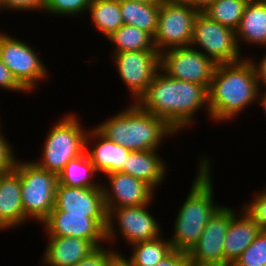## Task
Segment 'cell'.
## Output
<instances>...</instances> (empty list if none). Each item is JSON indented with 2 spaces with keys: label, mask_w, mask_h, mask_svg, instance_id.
Masks as SVG:
<instances>
[{
  "label": "cell",
  "mask_w": 266,
  "mask_h": 266,
  "mask_svg": "<svg viewBox=\"0 0 266 266\" xmlns=\"http://www.w3.org/2000/svg\"><path fill=\"white\" fill-rule=\"evenodd\" d=\"M136 103L162 118L177 134L191 127L199 109L204 107L207 116L210 114L208 89L205 86L171 78L161 69Z\"/></svg>",
  "instance_id": "1"
},
{
  "label": "cell",
  "mask_w": 266,
  "mask_h": 266,
  "mask_svg": "<svg viewBox=\"0 0 266 266\" xmlns=\"http://www.w3.org/2000/svg\"><path fill=\"white\" fill-rule=\"evenodd\" d=\"M260 87L251 61L217 64L208 88L209 118L227 122L257 103Z\"/></svg>",
  "instance_id": "2"
},
{
  "label": "cell",
  "mask_w": 266,
  "mask_h": 266,
  "mask_svg": "<svg viewBox=\"0 0 266 266\" xmlns=\"http://www.w3.org/2000/svg\"><path fill=\"white\" fill-rule=\"evenodd\" d=\"M210 160L207 156L199 159L192 186L178 210L173 234L169 237L174 250L188 252L199 241L210 218L221 207L214 202Z\"/></svg>",
  "instance_id": "3"
},
{
  "label": "cell",
  "mask_w": 266,
  "mask_h": 266,
  "mask_svg": "<svg viewBox=\"0 0 266 266\" xmlns=\"http://www.w3.org/2000/svg\"><path fill=\"white\" fill-rule=\"evenodd\" d=\"M95 126L106 138L131 151L157 150L174 131L162 118L133 102Z\"/></svg>",
  "instance_id": "4"
},
{
  "label": "cell",
  "mask_w": 266,
  "mask_h": 266,
  "mask_svg": "<svg viewBox=\"0 0 266 266\" xmlns=\"http://www.w3.org/2000/svg\"><path fill=\"white\" fill-rule=\"evenodd\" d=\"M87 132L76 114L64 115L47 134L42 146V158L33 161L39 167L58 175L70 160L85 152Z\"/></svg>",
  "instance_id": "5"
},
{
  "label": "cell",
  "mask_w": 266,
  "mask_h": 266,
  "mask_svg": "<svg viewBox=\"0 0 266 266\" xmlns=\"http://www.w3.org/2000/svg\"><path fill=\"white\" fill-rule=\"evenodd\" d=\"M15 170L20 174L24 214L41 224L54 208L58 175L39 167L33 160H18Z\"/></svg>",
  "instance_id": "6"
},
{
  "label": "cell",
  "mask_w": 266,
  "mask_h": 266,
  "mask_svg": "<svg viewBox=\"0 0 266 266\" xmlns=\"http://www.w3.org/2000/svg\"><path fill=\"white\" fill-rule=\"evenodd\" d=\"M150 204L151 202L139 206L106 208L108 213L106 242H115L120 234V238L125 239L129 246L160 237L161 225L152 215L153 213L148 211ZM116 227L117 229H115Z\"/></svg>",
  "instance_id": "7"
},
{
  "label": "cell",
  "mask_w": 266,
  "mask_h": 266,
  "mask_svg": "<svg viewBox=\"0 0 266 266\" xmlns=\"http://www.w3.org/2000/svg\"><path fill=\"white\" fill-rule=\"evenodd\" d=\"M190 46L198 48L216 64L235 63L244 59L236 31L210 19L203 12H199L195 18Z\"/></svg>",
  "instance_id": "8"
},
{
  "label": "cell",
  "mask_w": 266,
  "mask_h": 266,
  "mask_svg": "<svg viewBox=\"0 0 266 266\" xmlns=\"http://www.w3.org/2000/svg\"><path fill=\"white\" fill-rule=\"evenodd\" d=\"M198 13L196 8L183 1H163L153 37L155 49L161 54L172 48L190 46Z\"/></svg>",
  "instance_id": "9"
},
{
  "label": "cell",
  "mask_w": 266,
  "mask_h": 266,
  "mask_svg": "<svg viewBox=\"0 0 266 266\" xmlns=\"http://www.w3.org/2000/svg\"><path fill=\"white\" fill-rule=\"evenodd\" d=\"M26 41L0 32V58L9 68L13 77L27 91L36 89L39 82L47 79L49 71Z\"/></svg>",
  "instance_id": "10"
},
{
  "label": "cell",
  "mask_w": 266,
  "mask_h": 266,
  "mask_svg": "<svg viewBox=\"0 0 266 266\" xmlns=\"http://www.w3.org/2000/svg\"><path fill=\"white\" fill-rule=\"evenodd\" d=\"M217 64L191 46L166 50L160 54V69L174 79L196 83L207 89Z\"/></svg>",
  "instance_id": "11"
},
{
  "label": "cell",
  "mask_w": 266,
  "mask_h": 266,
  "mask_svg": "<svg viewBox=\"0 0 266 266\" xmlns=\"http://www.w3.org/2000/svg\"><path fill=\"white\" fill-rule=\"evenodd\" d=\"M112 56L121 81L136 103L160 69V53L157 50L126 51Z\"/></svg>",
  "instance_id": "12"
},
{
  "label": "cell",
  "mask_w": 266,
  "mask_h": 266,
  "mask_svg": "<svg viewBox=\"0 0 266 266\" xmlns=\"http://www.w3.org/2000/svg\"><path fill=\"white\" fill-rule=\"evenodd\" d=\"M236 213L222 206L210 218L199 241L187 252L189 261L197 266H224V240L231 217Z\"/></svg>",
  "instance_id": "13"
},
{
  "label": "cell",
  "mask_w": 266,
  "mask_h": 266,
  "mask_svg": "<svg viewBox=\"0 0 266 266\" xmlns=\"http://www.w3.org/2000/svg\"><path fill=\"white\" fill-rule=\"evenodd\" d=\"M41 224L47 236H69L90 240L97 247L106 243L107 218L66 215L65 211L51 210Z\"/></svg>",
  "instance_id": "14"
},
{
  "label": "cell",
  "mask_w": 266,
  "mask_h": 266,
  "mask_svg": "<svg viewBox=\"0 0 266 266\" xmlns=\"http://www.w3.org/2000/svg\"><path fill=\"white\" fill-rule=\"evenodd\" d=\"M107 177V178H106ZM108 181L101 182L106 208H121L149 204L155 191L145 182L121 172L106 174Z\"/></svg>",
  "instance_id": "15"
},
{
  "label": "cell",
  "mask_w": 266,
  "mask_h": 266,
  "mask_svg": "<svg viewBox=\"0 0 266 266\" xmlns=\"http://www.w3.org/2000/svg\"><path fill=\"white\" fill-rule=\"evenodd\" d=\"M52 210L65 211L66 215H85L90 218H107L102 186L83 188L57 184Z\"/></svg>",
  "instance_id": "16"
},
{
  "label": "cell",
  "mask_w": 266,
  "mask_h": 266,
  "mask_svg": "<svg viewBox=\"0 0 266 266\" xmlns=\"http://www.w3.org/2000/svg\"><path fill=\"white\" fill-rule=\"evenodd\" d=\"M91 141H97L94 143L95 146L91 144ZM85 152L94 165L96 172L104 176L109 173L121 172L131 150L109 140L96 128L92 127L86 134Z\"/></svg>",
  "instance_id": "17"
},
{
  "label": "cell",
  "mask_w": 266,
  "mask_h": 266,
  "mask_svg": "<svg viewBox=\"0 0 266 266\" xmlns=\"http://www.w3.org/2000/svg\"><path fill=\"white\" fill-rule=\"evenodd\" d=\"M47 239L41 260L44 266H74L97 248L92 241L76 237L48 236Z\"/></svg>",
  "instance_id": "18"
},
{
  "label": "cell",
  "mask_w": 266,
  "mask_h": 266,
  "mask_svg": "<svg viewBox=\"0 0 266 266\" xmlns=\"http://www.w3.org/2000/svg\"><path fill=\"white\" fill-rule=\"evenodd\" d=\"M28 220L22 207L20 174L14 169L0 181V228L9 230Z\"/></svg>",
  "instance_id": "19"
},
{
  "label": "cell",
  "mask_w": 266,
  "mask_h": 266,
  "mask_svg": "<svg viewBox=\"0 0 266 266\" xmlns=\"http://www.w3.org/2000/svg\"><path fill=\"white\" fill-rule=\"evenodd\" d=\"M231 217L224 240V266L232 265L251 245L261 231L258 224L243 210Z\"/></svg>",
  "instance_id": "20"
},
{
  "label": "cell",
  "mask_w": 266,
  "mask_h": 266,
  "mask_svg": "<svg viewBox=\"0 0 266 266\" xmlns=\"http://www.w3.org/2000/svg\"><path fill=\"white\" fill-rule=\"evenodd\" d=\"M158 150L131 151L121 173L131 175L146 184L154 191L167 175V165L158 156Z\"/></svg>",
  "instance_id": "21"
},
{
  "label": "cell",
  "mask_w": 266,
  "mask_h": 266,
  "mask_svg": "<svg viewBox=\"0 0 266 266\" xmlns=\"http://www.w3.org/2000/svg\"><path fill=\"white\" fill-rule=\"evenodd\" d=\"M236 39L240 43L266 47V3L249 0L244 9Z\"/></svg>",
  "instance_id": "22"
},
{
  "label": "cell",
  "mask_w": 266,
  "mask_h": 266,
  "mask_svg": "<svg viewBox=\"0 0 266 266\" xmlns=\"http://www.w3.org/2000/svg\"><path fill=\"white\" fill-rule=\"evenodd\" d=\"M119 7L124 24L138 27L154 37L158 25L160 4L119 0Z\"/></svg>",
  "instance_id": "23"
},
{
  "label": "cell",
  "mask_w": 266,
  "mask_h": 266,
  "mask_svg": "<svg viewBox=\"0 0 266 266\" xmlns=\"http://www.w3.org/2000/svg\"><path fill=\"white\" fill-rule=\"evenodd\" d=\"M95 174L98 173L89 156L84 152L64 166L63 170L58 174V183L69 187H100L101 181L96 179Z\"/></svg>",
  "instance_id": "24"
},
{
  "label": "cell",
  "mask_w": 266,
  "mask_h": 266,
  "mask_svg": "<svg viewBox=\"0 0 266 266\" xmlns=\"http://www.w3.org/2000/svg\"><path fill=\"white\" fill-rule=\"evenodd\" d=\"M131 256L128 258L120 254L129 266H155L167 257L174 249L169 239L158 237L153 240L138 242L130 245Z\"/></svg>",
  "instance_id": "25"
},
{
  "label": "cell",
  "mask_w": 266,
  "mask_h": 266,
  "mask_svg": "<svg viewBox=\"0 0 266 266\" xmlns=\"http://www.w3.org/2000/svg\"><path fill=\"white\" fill-rule=\"evenodd\" d=\"M88 11L92 25L103 37L107 38L124 24L119 0H92Z\"/></svg>",
  "instance_id": "26"
},
{
  "label": "cell",
  "mask_w": 266,
  "mask_h": 266,
  "mask_svg": "<svg viewBox=\"0 0 266 266\" xmlns=\"http://www.w3.org/2000/svg\"><path fill=\"white\" fill-rule=\"evenodd\" d=\"M113 43L114 53L126 51L156 50L153 37L138 27L123 24L118 30L107 37Z\"/></svg>",
  "instance_id": "27"
},
{
  "label": "cell",
  "mask_w": 266,
  "mask_h": 266,
  "mask_svg": "<svg viewBox=\"0 0 266 266\" xmlns=\"http://www.w3.org/2000/svg\"><path fill=\"white\" fill-rule=\"evenodd\" d=\"M249 0H213L202 12L210 19L237 31Z\"/></svg>",
  "instance_id": "28"
},
{
  "label": "cell",
  "mask_w": 266,
  "mask_h": 266,
  "mask_svg": "<svg viewBox=\"0 0 266 266\" xmlns=\"http://www.w3.org/2000/svg\"><path fill=\"white\" fill-rule=\"evenodd\" d=\"M232 266H266V230H261L251 245Z\"/></svg>",
  "instance_id": "29"
},
{
  "label": "cell",
  "mask_w": 266,
  "mask_h": 266,
  "mask_svg": "<svg viewBox=\"0 0 266 266\" xmlns=\"http://www.w3.org/2000/svg\"><path fill=\"white\" fill-rule=\"evenodd\" d=\"M92 0H46L44 13L50 15L71 17L88 13V8Z\"/></svg>",
  "instance_id": "30"
},
{
  "label": "cell",
  "mask_w": 266,
  "mask_h": 266,
  "mask_svg": "<svg viewBox=\"0 0 266 266\" xmlns=\"http://www.w3.org/2000/svg\"><path fill=\"white\" fill-rule=\"evenodd\" d=\"M243 210L258 224L261 230H266V187L260 190L253 200L244 204Z\"/></svg>",
  "instance_id": "31"
},
{
  "label": "cell",
  "mask_w": 266,
  "mask_h": 266,
  "mask_svg": "<svg viewBox=\"0 0 266 266\" xmlns=\"http://www.w3.org/2000/svg\"><path fill=\"white\" fill-rule=\"evenodd\" d=\"M120 256L119 251L107 249L104 246L97 247L93 252L79 261L74 266H112L115 260Z\"/></svg>",
  "instance_id": "32"
},
{
  "label": "cell",
  "mask_w": 266,
  "mask_h": 266,
  "mask_svg": "<svg viewBox=\"0 0 266 266\" xmlns=\"http://www.w3.org/2000/svg\"><path fill=\"white\" fill-rule=\"evenodd\" d=\"M1 126L0 123V172L7 173L16 168L18 160L16 159L11 144L5 139L6 137L2 135Z\"/></svg>",
  "instance_id": "33"
},
{
  "label": "cell",
  "mask_w": 266,
  "mask_h": 266,
  "mask_svg": "<svg viewBox=\"0 0 266 266\" xmlns=\"http://www.w3.org/2000/svg\"><path fill=\"white\" fill-rule=\"evenodd\" d=\"M46 0H0V10L1 11H25L30 12L37 10L42 11L45 6Z\"/></svg>",
  "instance_id": "34"
},
{
  "label": "cell",
  "mask_w": 266,
  "mask_h": 266,
  "mask_svg": "<svg viewBox=\"0 0 266 266\" xmlns=\"http://www.w3.org/2000/svg\"><path fill=\"white\" fill-rule=\"evenodd\" d=\"M0 88L5 91H15L27 93V91L13 77L9 68L1 61L0 58Z\"/></svg>",
  "instance_id": "35"
},
{
  "label": "cell",
  "mask_w": 266,
  "mask_h": 266,
  "mask_svg": "<svg viewBox=\"0 0 266 266\" xmlns=\"http://www.w3.org/2000/svg\"><path fill=\"white\" fill-rule=\"evenodd\" d=\"M190 264L187 252L173 250L167 257L155 266H188Z\"/></svg>",
  "instance_id": "36"
},
{
  "label": "cell",
  "mask_w": 266,
  "mask_h": 266,
  "mask_svg": "<svg viewBox=\"0 0 266 266\" xmlns=\"http://www.w3.org/2000/svg\"><path fill=\"white\" fill-rule=\"evenodd\" d=\"M248 59L254 67L259 87L266 88V55H263V58L258 63L250 57Z\"/></svg>",
  "instance_id": "37"
},
{
  "label": "cell",
  "mask_w": 266,
  "mask_h": 266,
  "mask_svg": "<svg viewBox=\"0 0 266 266\" xmlns=\"http://www.w3.org/2000/svg\"><path fill=\"white\" fill-rule=\"evenodd\" d=\"M212 1L213 0H184L183 2L188 3L199 12H202L211 4Z\"/></svg>",
  "instance_id": "38"
},
{
  "label": "cell",
  "mask_w": 266,
  "mask_h": 266,
  "mask_svg": "<svg viewBox=\"0 0 266 266\" xmlns=\"http://www.w3.org/2000/svg\"><path fill=\"white\" fill-rule=\"evenodd\" d=\"M258 101L260 102V105L263 108L264 113H266V88L265 89L264 88L259 89L258 96H257V102Z\"/></svg>",
  "instance_id": "39"
},
{
  "label": "cell",
  "mask_w": 266,
  "mask_h": 266,
  "mask_svg": "<svg viewBox=\"0 0 266 266\" xmlns=\"http://www.w3.org/2000/svg\"><path fill=\"white\" fill-rule=\"evenodd\" d=\"M130 1H135L145 4H161L163 2V0H130Z\"/></svg>",
  "instance_id": "40"
},
{
  "label": "cell",
  "mask_w": 266,
  "mask_h": 266,
  "mask_svg": "<svg viewBox=\"0 0 266 266\" xmlns=\"http://www.w3.org/2000/svg\"><path fill=\"white\" fill-rule=\"evenodd\" d=\"M112 266H129L124 260L121 259L119 256L115 262L112 264Z\"/></svg>",
  "instance_id": "41"
},
{
  "label": "cell",
  "mask_w": 266,
  "mask_h": 266,
  "mask_svg": "<svg viewBox=\"0 0 266 266\" xmlns=\"http://www.w3.org/2000/svg\"><path fill=\"white\" fill-rule=\"evenodd\" d=\"M254 1H257V2H265L266 3V0H254Z\"/></svg>",
  "instance_id": "42"
},
{
  "label": "cell",
  "mask_w": 266,
  "mask_h": 266,
  "mask_svg": "<svg viewBox=\"0 0 266 266\" xmlns=\"http://www.w3.org/2000/svg\"><path fill=\"white\" fill-rule=\"evenodd\" d=\"M163 1H184V0H163Z\"/></svg>",
  "instance_id": "43"
},
{
  "label": "cell",
  "mask_w": 266,
  "mask_h": 266,
  "mask_svg": "<svg viewBox=\"0 0 266 266\" xmlns=\"http://www.w3.org/2000/svg\"><path fill=\"white\" fill-rule=\"evenodd\" d=\"M3 174H4V173L0 172V181H1V178H2Z\"/></svg>",
  "instance_id": "44"
}]
</instances>
